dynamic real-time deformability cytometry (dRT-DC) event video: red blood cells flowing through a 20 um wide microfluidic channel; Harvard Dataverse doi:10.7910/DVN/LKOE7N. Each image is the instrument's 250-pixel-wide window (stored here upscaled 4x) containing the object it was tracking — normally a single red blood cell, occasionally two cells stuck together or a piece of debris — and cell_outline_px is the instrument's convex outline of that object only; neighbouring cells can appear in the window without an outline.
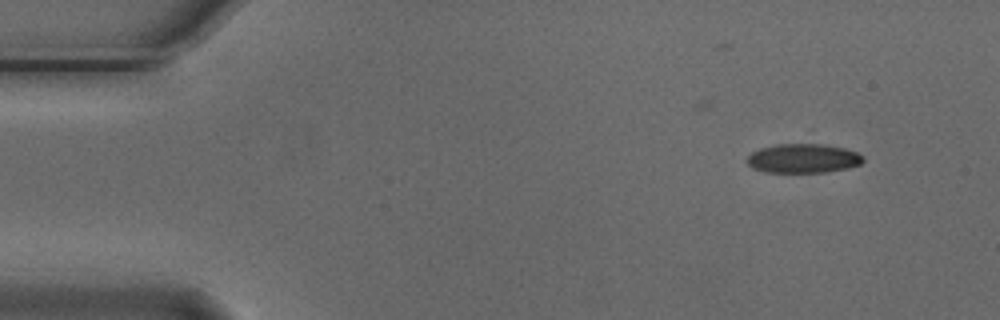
{"species": "Egyptian fruit bat (a non-hibernating species)", "species_latin": "Rousettus aegyptiacus", "temperature_condition": "cold", "stored_images_in_passage": 4, "camera_frame_rate_fps": 3000, "um_per_image_px": 0.085, "animal": {"sex": "male"}, "frame": {"image": 1, "passage_image": 1, "time_ms": 0.0, "image_size_px": [1000, 320], "cell_outline_px": [[864, 160], [860, 164], [848, 168], [824, 172], [764, 172], [752, 168], [748, 164], [748, 156], [752, 152], [760, 148], [776, 144], [820, 144], [844, 148], [856, 152], [864, 156]], "centroid_in_image_um": [68.26, 13.46], "position_along_channel_um": 16.7, "area_um2": 19.65}}
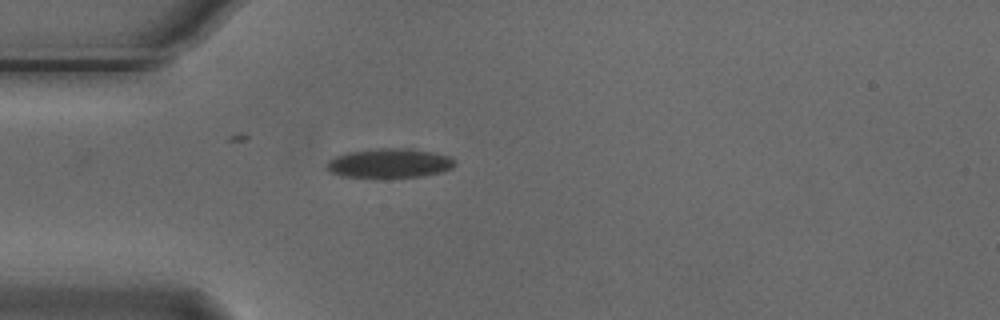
{"frame": {"image": 2, "passage_image": 4, "time_ms": 1.0, "image_size_px": [1000, 320], "cell_outline_px": [[456, 164], [452, 168], [440, 172], [420, 176], [344, 176], [328, 172], [324, 168], [328, 160], [336, 156], [348, 152], [384, 148], [408, 148], [432, 152], [452, 156], [456, 160]], "centroid_in_image_um": [33.12, 13.85], "position_along_channel_um": 51.9, "area_um2": 21.62}}